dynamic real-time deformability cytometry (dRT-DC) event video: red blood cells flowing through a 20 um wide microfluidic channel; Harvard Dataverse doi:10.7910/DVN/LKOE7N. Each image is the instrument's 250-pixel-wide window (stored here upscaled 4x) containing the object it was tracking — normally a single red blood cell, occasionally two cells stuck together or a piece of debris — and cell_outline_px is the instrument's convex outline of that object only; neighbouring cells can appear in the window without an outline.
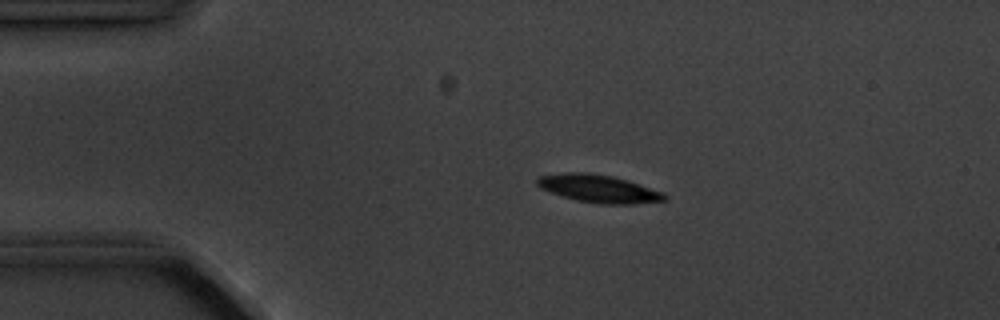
{"species": "common noctule bat (a hibernating species)", "species_latin": "Nyctalus noctula", "temperature_condition": "cold", "stored_images_in_passage": 3, "camera_frame_rate_fps": 3000, "um_per_image_px": 0.085, "animal": {"sex": "male", "body_mass_g": 20.1, "forearm_length_mm": 53.5}, "frame": {"image": 1, "passage_image": 2, "time_ms": 1.333, "image_size_px": [1000, 320], "cell_outline_px": [[668, 200], [632, 204], [600, 204], [576, 200], [540, 188], [536, 184], [536, 176], [564, 172], [584, 172], [612, 176], [628, 180], [664, 192], [668, 196]], "centroid_in_image_um": [50.9, 16.03], "position_along_channel_um": 34.1, "area_um2": 20.75}}